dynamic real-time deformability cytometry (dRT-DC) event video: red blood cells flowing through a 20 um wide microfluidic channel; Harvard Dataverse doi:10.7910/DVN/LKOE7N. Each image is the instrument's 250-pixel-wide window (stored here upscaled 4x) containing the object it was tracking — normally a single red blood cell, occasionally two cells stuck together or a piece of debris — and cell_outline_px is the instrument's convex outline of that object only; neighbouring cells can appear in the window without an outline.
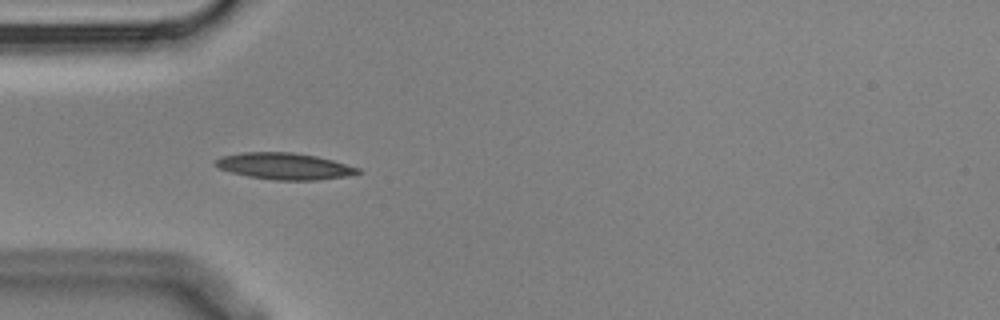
{"species": "Egyptian fruit bat (a non-hibernating species)", "species_latin": "Rousettus aegyptiacus", "temperature_condition": "cold", "stored_images_in_passage": 2, "camera_frame_rate_fps": 3000, "um_per_image_px": 0.085, "animal": {"sex": "male"}, "frame": {"image": 1, "passage_image": 1, "time_ms": 0.0, "image_size_px": [1000, 320], "cell_outline_px": [[364, 172], [348, 176], [316, 180], [276, 180], [248, 176], [232, 172], [220, 168], [212, 164], [220, 156], [240, 152], [292, 152], [316, 156], [332, 160], [360, 168]], "centroid_in_image_um": [24.19, 14.12], "position_along_channel_um": 60.8, "area_um2": 22.08}}
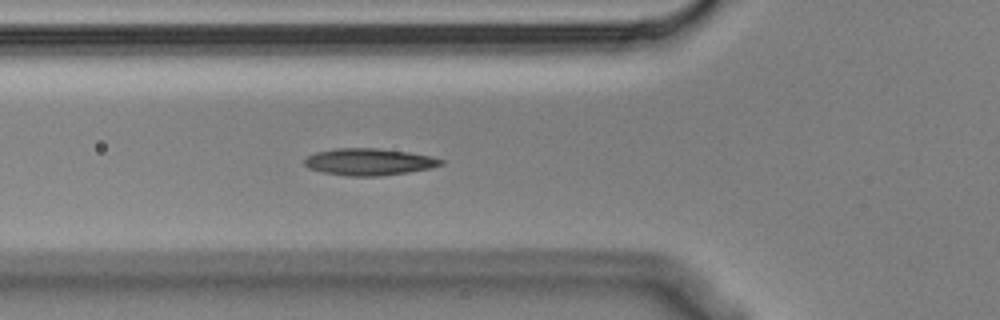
{"frame": {"image": 2, "passage_image": 2, "time_ms": 0.333, "image_size_px": [1000, 320], "cell_outline_px": [[444, 164], [428, 168], [408, 172], [380, 176], [348, 176], [324, 172], [308, 168], [304, 164], [304, 160], [308, 156], [316, 152], [336, 148], [376, 148], [408, 152], [432, 156], [444, 160]], "centroid_in_image_um": [31.37, 13.75], "position_along_channel_um": 94.4, "area_um2": 21.27}}